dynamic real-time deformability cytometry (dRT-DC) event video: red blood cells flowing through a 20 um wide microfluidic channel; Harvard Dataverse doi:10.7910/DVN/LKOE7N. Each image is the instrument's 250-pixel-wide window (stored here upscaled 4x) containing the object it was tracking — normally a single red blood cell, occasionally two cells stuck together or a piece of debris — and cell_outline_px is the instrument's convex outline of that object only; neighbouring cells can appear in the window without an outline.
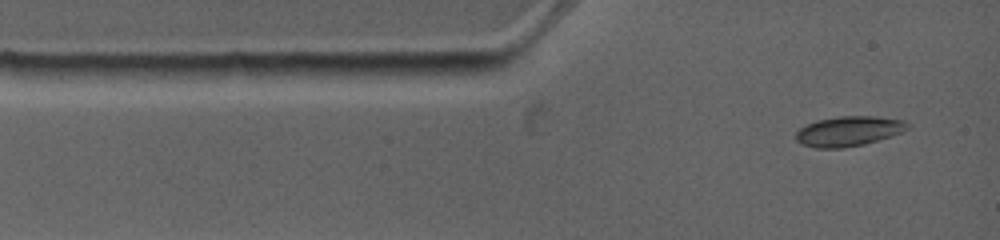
{"species": "common noctule bat (a hibernating species)", "species_latin": "Nyctalus noctula", "temperature_condition": "warm", "stored_images_in_passage": 3, "camera_frame_rate_fps": 4500, "um_per_image_px": 0.085, "animal": {"sex": "female", "body_mass_g": 19.0, "forearm_length_mm": 53.3}, "frame": {"image": 1, "passage_image": 1, "time_ms": 0.0, "image_size_px": [1000, 240], "cell_outline_px": [[912, 124], [908, 128], [900, 132], [864, 144], [844, 148], [816, 148], [800, 144], [796, 140], [796, 132], [800, 128], [816, 120], [840, 116], [876, 116], [904, 120]], "centroid_in_image_um": [72.12, 11.14], "position_along_channel_um": 12.9, "area_um2": 19.42}}
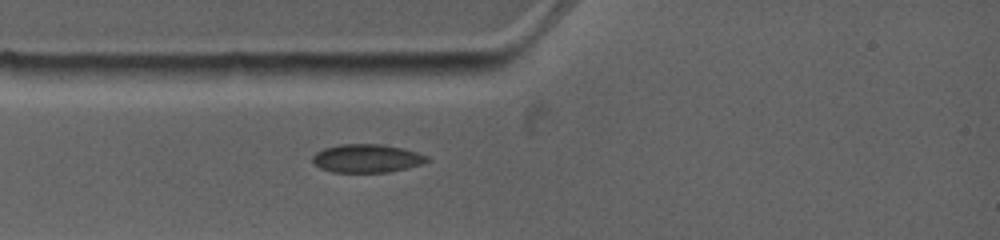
{"frame": {"image": 2, "passage_image": 3, "time_ms": 1.778, "image_size_px": [1000, 240], "cell_outline_px": [[432, 160], [408, 168], [388, 172], [332, 172], [320, 168], [312, 160], [312, 156], [316, 152], [324, 148], [340, 144], [380, 144], [404, 148], [428, 156]], "centroid_in_image_um": [31.2, 13.46], "position_along_channel_um": 53.8, "area_um2": 18.96}}